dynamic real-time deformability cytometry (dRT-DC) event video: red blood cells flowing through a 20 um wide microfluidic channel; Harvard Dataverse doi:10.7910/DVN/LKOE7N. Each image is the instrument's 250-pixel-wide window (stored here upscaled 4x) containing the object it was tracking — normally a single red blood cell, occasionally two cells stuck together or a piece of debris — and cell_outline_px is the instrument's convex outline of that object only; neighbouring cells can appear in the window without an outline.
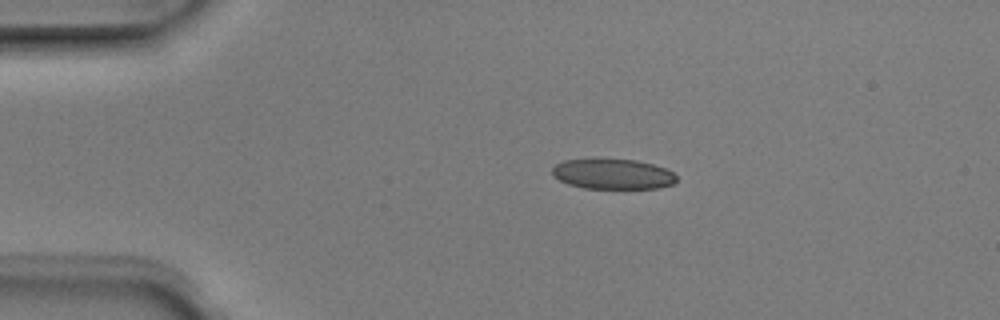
{"species": "Egyptian fruit bat (a non-hibernating species)", "species_latin": "Rousettus aegyptiacus", "temperature_condition": "room temperature", "stored_images_in_passage": 2, "camera_frame_rate_fps": 3000, "um_per_image_px": 0.085, "animal": {"sex": "male"}, "frame": {"image": 1, "passage_image": 1, "time_ms": 0.0, "image_size_px": [1000, 320], "cell_outline_px": [[676, 180], [672, 184], [660, 188], [584, 188], [568, 184], [552, 176], [552, 168], [556, 164], [564, 160], [596, 156], [636, 160], [652, 164], [664, 168], [672, 172], [676, 176]], "centroid_in_image_um": [52.02, 14.74], "position_along_channel_um": 33.0, "area_um2": 22.6}}